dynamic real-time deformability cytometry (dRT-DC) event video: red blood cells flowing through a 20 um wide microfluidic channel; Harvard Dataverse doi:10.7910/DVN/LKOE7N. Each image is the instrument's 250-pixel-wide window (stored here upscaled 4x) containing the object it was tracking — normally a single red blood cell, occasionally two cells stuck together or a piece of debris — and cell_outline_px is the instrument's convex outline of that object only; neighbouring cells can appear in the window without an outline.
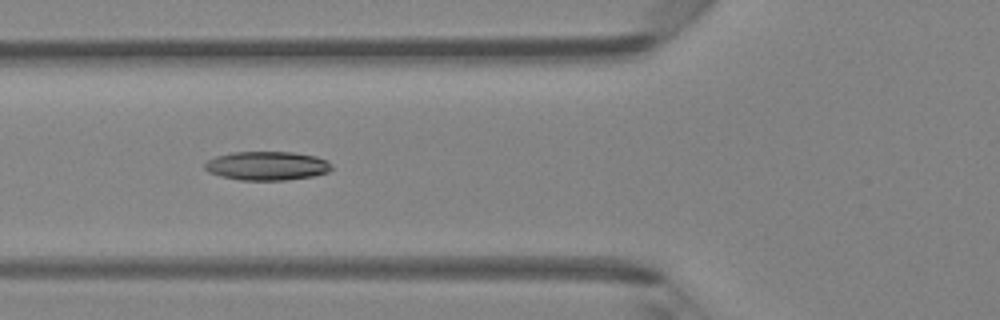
{"species": "Egyptian fruit bat (a non-hibernating species)", "species_latin": "Rousettus aegyptiacus", "temperature_condition": "room temperature", "stored_images_in_passage": 25, "camera_frame_rate_fps": 3000, "um_per_image_px": 0.085, "animal": {"sex": "female"}, "frame": {"image": 1, "passage_image": 8, "time_ms": 2.333, "image_size_px": [1000, 320], "cell_outline_px": [[332, 168], [328, 172], [312, 176], [288, 180], [240, 180], [220, 176], [208, 172], [204, 168], [204, 164], [208, 160], [216, 156], [232, 152], [292, 152], [316, 156], [328, 160], [332, 164]], "centroid_in_image_um": [22.7, 14.09], "position_along_channel_um": 103.1, "area_um2": 21.44}}